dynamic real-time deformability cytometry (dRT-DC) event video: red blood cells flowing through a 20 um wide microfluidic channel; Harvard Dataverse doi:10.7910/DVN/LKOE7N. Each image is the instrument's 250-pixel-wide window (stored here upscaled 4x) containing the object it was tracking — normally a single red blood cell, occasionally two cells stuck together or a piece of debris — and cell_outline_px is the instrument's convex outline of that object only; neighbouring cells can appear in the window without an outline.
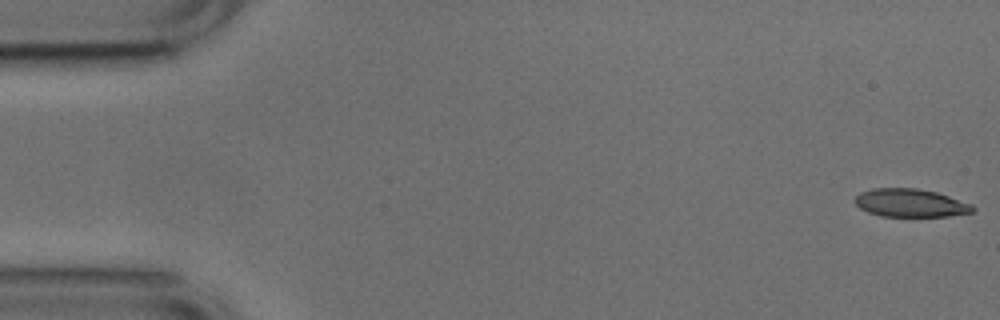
{"species": "common noctule bat (a hibernating species)", "species_latin": "Nyctalus noctula", "temperature_condition": "cold", "stored_images_in_passage": 52, "camera_frame_rate_fps": 3000, "um_per_image_px": 0.085, "animal": {"sex": "male", "body_mass_g": 17.9, "forearm_length_mm": 54.2}, "frame": {"image": 1, "passage_image": 1, "time_ms": 0.0, "image_size_px": [1000, 320], "cell_outline_px": [[976, 208], [972, 212], [948, 216], [880, 216], [868, 212], [860, 208], [852, 200], [860, 192], [872, 188], [916, 188], [936, 192], [972, 204]], "centroid_in_image_um": [77.36, 17.25], "position_along_channel_um": 7.6, "area_um2": 19.31}}
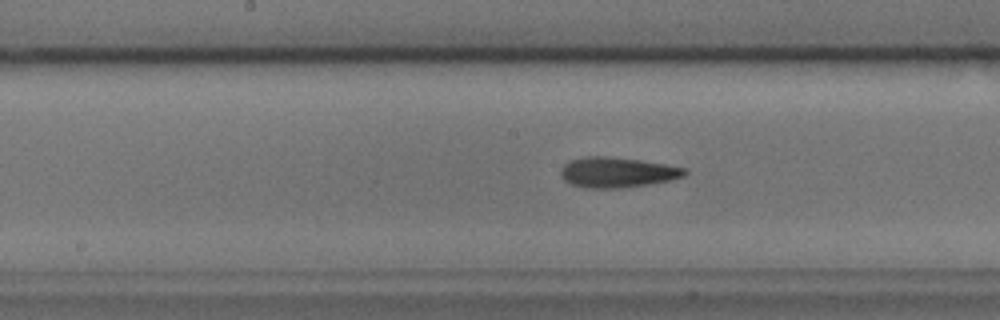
{"frame": {"image": 2, "passage_image": 26, "time_ms": 8.333, "image_size_px": [1000, 320], "cell_outline_px": [[688, 172], [684, 176], [672, 180], [648, 184], [620, 188], [588, 188], [572, 184], [564, 180], [560, 176], [560, 168], [568, 160], [584, 156], [608, 156], [640, 160], [688, 168]], "centroid_in_image_um": [52.45, 14.64], "position_along_channel_um": 195.8, "area_um2": 22.08}}
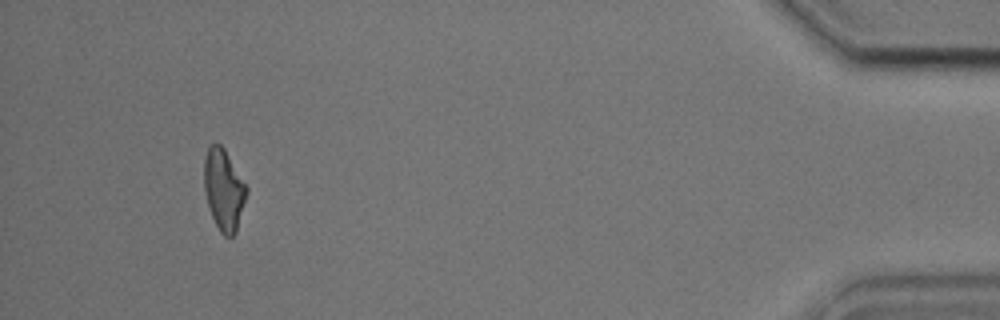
{"frame": {"image": 3, "passage_image": 49, "time_ms": 16.0, "image_size_px": [1000, 320], "cell_outline_px": [[248, 192], [236, 232], [232, 236], [224, 236], [220, 232], [212, 216], [208, 204], [204, 188], [204, 156], [208, 148], [216, 140], [224, 148], [248, 188]], "centroid_in_image_um": [19.02, 16.1], "position_along_channel_um": 416.2, "area_um2": 20.06}, "authors_computed_cell_mechanics": {"area_um2": 20.7502, "velocity_mm_per_s": 3.7947, "shape_relaxation_time_tau1_ms": 4.9154, "shape_relaxation_time_tau2_ms": 3.8993, "deformation_change_tau1": 0.136, "deformation_change_tau2": 0.1267}}